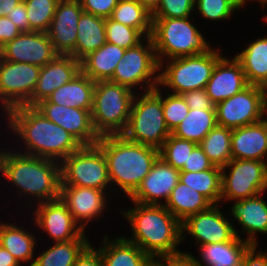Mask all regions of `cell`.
<instances>
[{
  "label": "cell",
  "mask_w": 267,
  "mask_h": 266,
  "mask_svg": "<svg viewBox=\"0 0 267 266\" xmlns=\"http://www.w3.org/2000/svg\"><path fill=\"white\" fill-rule=\"evenodd\" d=\"M7 17L10 18L21 32H30L29 20L23 0L13 8L11 13H8Z\"/></svg>",
  "instance_id": "7dc6e473"
},
{
  "label": "cell",
  "mask_w": 267,
  "mask_h": 266,
  "mask_svg": "<svg viewBox=\"0 0 267 266\" xmlns=\"http://www.w3.org/2000/svg\"><path fill=\"white\" fill-rule=\"evenodd\" d=\"M135 208L122 211L131 223L133 238L127 240L138 245L149 257H177L176 249L184 240L182 223L164 205H146L133 202Z\"/></svg>",
  "instance_id": "6da1fadb"
},
{
  "label": "cell",
  "mask_w": 267,
  "mask_h": 266,
  "mask_svg": "<svg viewBox=\"0 0 267 266\" xmlns=\"http://www.w3.org/2000/svg\"><path fill=\"white\" fill-rule=\"evenodd\" d=\"M84 12L101 18H110L119 0H79Z\"/></svg>",
  "instance_id": "ee69618b"
},
{
  "label": "cell",
  "mask_w": 267,
  "mask_h": 266,
  "mask_svg": "<svg viewBox=\"0 0 267 266\" xmlns=\"http://www.w3.org/2000/svg\"><path fill=\"white\" fill-rule=\"evenodd\" d=\"M124 48L106 42L81 61V71L94 82L108 81L125 53Z\"/></svg>",
  "instance_id": "484cf974"
},
{
  "label": "cell",
  "mask_w": 267,
  "mask_h": 266,
  "mask_svg": "<svg viewBox=\"0 0 267 266\" xmlns=\"http://www.w3.org/2000/svg\"><path fill=\"white\" fill-rule=\"evenodd\" d=\"M21 30L7 16L0 17V48L20 35Z\"/></svg>",
  "instance_id": "c3c4849f"
},
{
  "label": "cell",
  "mask_w": 267,
  "mask_h": 266,
  "mask_svg": "<svg viewBox=\"0 0 267 266\" xmlns=\"http://www.w3.org/2000/svg\"><path fill=\"white\" fill-rule=\"evenodd\" d=\"M260 195L262 194L238 200L231 208V213L242 226V231L248 233L246 242L256 246L255 234H267V203Z\"/></svg>",
  "instance_id": "cb8c5ba5"
},
{
  "label": "cell",
  "mask_w": 267,
  "mask_h": 266,
  "mask_svg": "<svg viewBox=\"0 0 267 266\" xmlns=\"http://www.w3.org/2000/svg\"><path fill=\"white\" fill-rule=\"evenodd\" d=\"M61 185L94 188L105 192L110 183L108 164L97 145L81 146L60 162Z\"/></svg>",
  "instance_id": "9c48e42d"
},
{
  "label": "cell",
  "mask_w": 267,
  "mask_h": 266,
  "mask_svg": "<svg viewBox=\"0 0 267 266\" xmlns=\"http://www.w3.org/2000/svg\"><path fill=\"white\" fill-rule=\"evenodd\" d=\"M151 14L158 8L161 0H137Z\"/></svg>",
  "instance_id": "9f6ffc18"
},
{
  "label": "cell",
  "mask_w": 267,
  "mask_h": 266,
  "mask_svg": "<svg viewBox=\"0 0 267 266\" xmlns=\"http://www.w3.org/2000/svg\"><path fill=\"white\" fill-rule=\"evenodd\" d=\"M170 266H204L199 260L190 253L177 257H170Z\"/></svg>",
  "instance_id": "816d5d0a"
},
{
  "label": "cell",
  "mask_w": 267,
  "mask_h": 266,
  "mask_svg": "<svg viewBox=\"0 0 267 266\" xmlns=\"http://www.w3.org/2000/svg\"><path fill=\"white\" fill-rule=\"evenodd\" d=\"M37 206V210L34 211L36 226L44 229L55 242L75 240L85 233L74 221L72 214L60 197L39 203Z\"/></svg>",
  "instance_id": "ac0fdd59"
},
{
  "label": "cell",
  "mask_w": 267,
  "mask_h": 266,
  "mask_svg": "<svg viewBox=\"0 0 267 266\" xmlns=\"http://www.w3.org/2000/svg\"><path fill=\"white\" fill-rule=\"evenodd\" d=\"M230 60L222 56L217 61L206 85L207 95L214 105L234 96L249 85L239 61L235 57Z\"/></svg>",
  "instance_id": "44dd1931"
},
{
  "label": "cell",
  "mask_w": 267,
  "mask_h": 266,
  "mask_svg": "<svg viewBox=\"0 0 267 266\" xmlns=\"http://www.w3.org/2000/svg\"><path fill=\"white\" fill-rule=\"evenodd\" d=\"M196 145L170 134L159 149V157L175 169L181 170Z\"/></svg>",
  "instance_id": "f35d334b"
},
{
  "label": "cell",
  "mask_w": 267,
  "mask_h": 266,
  "mask_svg": "<svg viewBox=\"0 0 267 266\" xmlns=\"http://www.w3.org/2000/svg\"><path fill=\"white\" fill-rule=\"evenodd\" d=\"M83 233L78 239L55 242L51 248L39 255L29 266H73L75 261L90 246Z\"/></svg>",
  "instance_id": "1f68e13d"
},
{
  "label": "cell",
  "mask_w": 267,
  "mask_h": 266,
  "mask_svg": "<svg viewBox=\"0 0 267 266\" xmlns=\"http://www.w3.org/2000/svg\"><path fill=\"white\" fill-rule=\"evenodd\" d=\"M231 136V129L216 125L199 144L215 166L223 167L232 159Z\"/></svg>",
  "instance_id": "8d00e7d4"
},
{
  "label": "cell",
  "mask_w": 267,
  "mask_h": 266,
  "mask_svg": "<svg viewBox=\"0 0 267 266\" xmlns=\"http://www.w3.org/2000/svg\"><path fill=\"white\" fill-rule=\"evenodd\" d=\"M258 1V0H256ZM259 3H262V5L264 6L267 3V0H259Z\"/></svg>",
  "instance_id": "91938a15"
},
{
  "label": "cell",
  "mask_w": 267,
  "mask_h": 266,
  "mask_svg": "<svg viewBox=\"0 0 267 266\" xmlns=\"http://www.w3.org/2000/svg\"><path fill=\"white\" fill-rule=\"evenodd\" d=\"M264 127H265V131H266V135H267V119H264Z\"/></svg>",
  "instance_id": "680465c9"
},
{
  "label": "cell",
  "mask_w": 267,
  "mask_h": 266,
  "mask_svg": "<svg viewBox=\"0 0 267 266\" xmlns=\"http://www.w3.org/2000/svg\"><path fill=\"white\" fill-rule=\"evenodd\" d=\"M83 12L79 0H59L47 32L57 54L75 58L77 26Z\"/></svg>",
  "instance_id": "e0dca14e"
},
{
  "label": "cell",
  "mask_w": 267,
  "mask_h": 266,
  "mask_svg": "<svg viewBox=\"0 0 267 266\" xmlns=\"http://www.w3.org/2000/svg\"><path fill=\"white\" fill-rule=\"evenodd\" d=\"M251 246L236 236L232 241L201 245L200 257L205 266H241L243 256Z\"/></svg>",
  "instance_id": "f546056e"
},
{
  "label": "cell",
  "mask_w": 267,
  "mask_h": 266,
  "mask_svg": "<svg viewBox=\"0 0 267 266\" xmlns=\"http://www.w3.org/2000/svg\"><path fill=\"white\" fill-rule=\"evenodd\" d=\"M263 89H264L265 112H267V84L263 87Z\"/></svg>",
  "instance_id": "6f0895ef"
},
{
  "label": "cell",
  "mask_w": 267,
  "mask_h": 266,
  "mask_svg": "<svg viewBox=\"0 0 267 266\" xmlns=\"http://www.w3.org/2000/svg\"><path fill=\"white\" fill-rule=\"evenodd\" d=\"M22 0H0V17L7 16Z\"/></svg>",
  "instance_id": "db71d44e"
},
{
  "label": "cell",
  "mask_w": 267,
  "mask_h": 266,
  "mask_svg": "<svg viewBox=\"0 0 267 266\" xmlns=\"http://www.w3.org/2000/svg\"><path fill=\"white\" fill-rule=\"evenodd\" d=\"M214 164L208 159L202 147L197 144L189 154L187 162L180 171L198 172L211 169Z\"/></svg>",
  "instance_id": "f6af8a7d"
},
{
  "label": "cell",
  "mask_w": 267,
  "mask_h": 266,
  "mask_svg": "<svg viewBox=\"0 0 267 266\" xmlns=\"http://www.w3.org/2000/svg\"><path fill=\"white\" fill-rule=\"evenodd\" d=\"M217 125L228 129L258 123L264 118V89L249 84L234 96L215 105Z\"/></svg>",
  "instance_id": "7c38bea8"
},
{
  "label": "cell",
  "mask_w": 267,
  "mask_h": 266,
  "mask_svg": "<svg viewBox=\"0 0 267 266\" xmlns=\"http://www.w3.org/2000/svg\"><path fill=\"white\" fill-rule=\"evenodd\" d=\"M158 70H160L159 62L153 41L151 37H147L146 47L141 42L137 46L125 50L124 56L117 64L109 81L123 85L130 90L145 83V85L147 84L145 92H148L159 86V75L153 76ZM151 77H153V81H150Z\"/></svg>",
  "instance_id": "8fae6325"
},
{
  "label": "cell",
  "mask_w": 267,
  "mask_h": 266,
  "mask_svg": "<svg viewBox=\"0 0 267 266\" xmlns=\"http://www.w3.org/2000/svg\"><path fill=\"white\" fill-rule=\"evenodd\" d=\"M179 182L202 194L212 205L221 201V167L214 165L211 169L198 172L180 171Z\"/></svg>",
  "instance_id": "836d02e7"
},
{
  "label": "cell",
  "mask_w": 267,
  "mask_h": 266,
  "mask_svg": "<svg viewBox=\"0 0 267 266\" xmlns=\"http://www.w3.org/2000/svg\"><path fill=\"white\" fill-rule=\"evenodd\" d=\"M181 95L185 99L189 109H215V105L211 102L210 97L207 95L205 89L187 91Z\"/></svg>",
  "instance_id": "bcb514c9"
},
{
  "label": "cell",
  "mask_w": 267,
  "mask_h": 266,
  "mask_svg": "<svg viewBox=\"0 0 267 266\" xmlns=\"http://www.w3.org/2000/svg\"><path fill=\"white\" fill-rule=\"evenodd\" d=\"M0 266H20L15 257L0 245Z\"/></svg>",
  "instance_id": "f5cc1de1"
},
{
  "label": "cell",
  "mask_w": 267,
  "mask_h": 266,
  "mask_svg": "<svg viewBox=\"0 0 267 266\" xmlns=\"http://www.w3.org/2000/svg\"><path fill=\"white\" fill-rule=\"evenodd\" d=\"M30 25V32L47 33L59 0H23Z\"/></svg>",
  "instance_id": "74e56055"
},
{
  "label": "cell",
  "mask_w": 267,
  "mask_h": 266,
  "mask_svg": "<svg viewBox=\"0 0 267 266\" xmlns=\"http://www.w3.org/2000/svg\"><path fill=\"white\" fill-rule=\"evenodd\" d=\"M81 72V62L71 55L57 56L41 67L36 88L30 98V107L47 99L56 89L71 81Z\"/></svg>",
  "instance_id": "ffe728a7"
},
{
  "label": "cell",
  "mask_w": 267,
  "mask_h": 266,
  "mask_svg": "<svg viewBox=\"0 0 267 266\" xmlns=\"http://www.w3.org/2000/svg\"><path fill=\"white\" fill-rule=\"evenodd\" d=\"M97 145L106 157L110 184L114 182L129 197L159 157L158 149L132 142L123 135L100 137Z\"/></svg>",
  "instance_id": "277c9868"
},
{
  "label": "cell",
  "mask_w": 267,
  "mask_h": 266,
  "mask_svg": "<svg viewBox=\"0 0 267 266\" xmlns=\"http://www.w3.org/2000/svg\"><path fill=\"white\" fill-rule=\"evenodd\" d=\"M248 84L264 87L267 84V37L258 38L236 54Z\"/></svg>",
  "instance_id": "f1b7e54d"
},
{
  "label": "cell",
  "mask_w": 267,
  "mask_h": 266,
  "mask_svg": "<svg viewBox=\"0 0 267 266\" xmlns=\"http://www.w3.org/2000/svg\"><path fill=\"white\" fill-rule=\"evenodd\" d=\"M163 205L182 223L188 217L207 210L212 204L196 190L178 182Z\"/></svg>",
  "instance_id": "4dcf8cb0"
},
{
  "label": "cell",
  "mask_w": 267,
  "mask_h": 266,
  "mask_svg": "<svg viewBox=\"0 0 267 266\" xmlns=\"http://www.w3.org/2000/svg\"><path fill=\"white\" fill-rule=\"evenodd\" d=\"M242 5L246 3L247 0H238Z\"/></svg>",
  "instance_id": "94428289"
},
{
  "label": "cell",
  "mask_w": 267,
  "mask_h": 266,
  "mask_svg": "<svg viewBox=\"0 0 267 266\" xmlns=\"http://www.w3.org/2000/svg\"><path fill=\"white\" fill-rule=\"evenodd\" d=\"M179 175L180 170L175 169L158 157L151 171L129 198L133 202L146 205H161L159 198H164L166 203L170 193L179 182Z\"/></svg>",
  "instance_id": "d6986e66"
},
{
  "label": "cell",
  "mask_w": 267,
  "mask_h": 266,
  "mask_svg": "<svg viewBox=\"0 0 267 266\" xmlns=\"http://www.w3.org/2000/svg\"><path fill=\"white\" fill-rule=\"evenodd\" d=\"M217 125L215 109H190L184 120L172 131V135L200 144L206 134Z\"/></svg>",
  "instance_id": "d6a6232c"
},
{
  "label": "cell",
  "mask_w": 267,
  "mask_h": 266,
  "mask_svg": "<svg viewBox=\"0 0 267 266\" xmlns=\"http://www.w3.org/2000/svg\"><path fill=\"white\" fill-rule=\"evenodd\" d=\"M57 53L45 32H22L0 48V57L10 62H24L39 67L51 62Z\"/></svg>",
  "instance_id": "9a60e30c"
},
{
  "label": "cell",
  "mask_w": 267,
  "mask_h": 266,
  "mask_svg": "<svg viewBox=\"0 0 267 266\" xmlns=\"http://www.w3.org/2000/svg\"><path fill=\"white\" fill-rule=\"evenodd\" d=\"M195 5L204 18L217 21L228 19L243 6L238 0H195Z\"/></svg>",
  "instance_id": "60d3db41"
},
{
  "label": "cell",
  "mask_w": 267,
  "mask_h": 266,
  "mask_svg": "<svg viewBox=\"0 0 267 266\" xmlns=\"http://www.w3.org/2000/svg\"><path fill=\"white\" fill-rule=\"evenodd\" d=\"M184 230L195 237L200 246L228 242L236 236L240 237L229 219L220 212L218 204L188 217L182 222V232Z\"/></svg>",
  "instance_id": "2e32d148"
},
{
  "label": "cell",
  "mask_w": 267,
  "mask_h": 266,
  "mask_svg": "<svg viewBox=\"0 0 267 266\" xmlns=\"http://www.w3.org/2000/svg\"><path fill=\"white\" fill-rule=\"evenodd\" d=\"M41 67L10 62L0 57V99L7 113L19 106H29Z\"/></svg>",
  "instance_id": "4fadbf2b"
},
{
  "label": "cell",
  "mask_w": 267,
  "mask_h": 266,
  "mask_svg": "<svg viewBox=\"0 0 267 266\" xmlns=\"http://www.w3.org/2000/svg\"><path fill=\"white\" fill-rule=\"evenodd\" d=\"M195 0H161L152 18H186L191 15Z\"/></svg>",
  "instance_id": "7bdbcfd3"
},
{
  "label": "cell",
  "mask_w": 267,
  "mask_h": 266,
  "mask_svg": "<svg viewBox=\"0 0 267 266\" xmlns=\"http://www.w3.org/2000/svg\"><path fill=\"white\" fill-rule=\"evenodd\" d=\"M151 39L154 44L159 68L163 57L170 59L195 56L210 50L204 36L186 18H152Z\"/></svg>",
  "instance_id": "8992f818"
},
{
  "label": "cell",
  "mask_w": 267,
  "mask_h": 266,
  "mask_svg": "<svg viewBox=\"0 0 267 266\" xmlns=\"http://www.w3.org/2000/svg\"><path fill=\"white\" fill-rule=\"evenodd\" d=\"M135 93L111 81L95 82L91 120L98 137L122 135L127 127Z\"/></svg>",
  "instance_id": "5b68a950"
},
{
  "label": "cell",
  "mask_w": 267,
  "mask_h": 266,
  "mask_svg": "<svg viewBox=\"0 0 267 266\" xmlns=\"http://www.w3.org/2000/svg\"><path fill=\"white\" fill-rule=\"evenodd\" d=\"M241 266H267V259L263 252L256 253V245H251L243 256Z\"/></svg>",
  "instance_id": "f907efd6"
},
{
  "label": "cell",
  "mask_w": 267,
  "mask_h": 266,
  "mask_svg": "<svg viewBox=\"0 0 267 266\" xmlns=\"http://www.w3.org/2000/svg\"><path fill=\"white\" fill-rule=\"evenodd\" d=\"M34 108L46 119L65 129L82 146L95 145L99 141L92 125L91 110L65 107L50 103L47 99L37 103Z\"/></svg>",
  "instance_id": "5bb4252c"
},
{
  "label": "cell",
  "mask_w": 267,
  "mask_h": 266,
  "mask_svg": "<svg viewBox=\"0 0 267 266\" xmlns=\"http://www.w3.org/2000/svg\"><path fill=\"white\" fill-rule=\"evenodd\" d=\"M221 52L210 49L203 54L171 59L165 66L167 69L159 75L158 85L173 90V94L181 95L187 91L205 89Z\"/></svg>",
  "instance_id": "ba28073f"
},
{
  "label": "cell",
  "mask_w": 267,
  "mask_h": 266,
  "mask_svg": "<svg viewBox=\"0 0 267 266\" xmlns=\"http://www.w3.org/2000/svg\"><path fill=\"white\" fill-rule=\"evenodd\" d=\"M158 87L144 92L142 96L135 95L129 121L122 135L132 142L159 150L171 132L164 120L162 94Z\"/></svg>",
  "instance_id": "52a82bcc"
},
{
  "label": "cell",
  "mask_w": 267,
  "mask_h": 266,
  "mask_svg": "<svg viewBox=\"0 0 267 266\" xmlns=\"http://www.w3.org/2000/svg\"><path fill=\"white\" fill-rule=\"evenodd\" d=\"M103 190L88 187L61 185L60 199L66 204L74 221L84 230L87 223L100 216L106 206ZM86 220V221H85Z\"/></svg>",
  "instance_id": "7402d4cb"
},
{
  "label": "cell",
  "mask_w": 267,
  "mask_h": 266,
  "mask_svg": "<svg viewBox=\"0 0 267 266\" xmlns=\"http://www.w3.org/2000/svg\"><path fill=\"white\" fill-rule=\"evenodd\" d=\"M75 59L85 57L102 47L106 42L105 19L83 12L78 22Z\"/></svg>",
  "instance_id": "83f0119b"
},
{
  "label": "cell",
  "mask_w": 267,
  "mask_h": 266,
  "mask_svg": "<svg viewBox=\"0 0 267 266\" xmlns=\"http://www.w3.org/2000/svg\"><path fill=\"white\" fill-rule=\"evenodd\" d=\"M231 167L228 174L226 168ZM222 170L221 200L255 197L267 189V162L231 159Z\"/></svg>",
  "instance_id": "30bf717a"
},
{
  "label": "cell",
  "mask_w": 267,
  "mask_h": 266,
  "mask_svg": "<svg viewBox=\"0 0 267 266\" xmlns=\"http://www.w3.org/2000/svg\"><path fill=\"white\" fill-rule=\"evenodd\" d=\"M110 19L137 29L147 37L152 33V15L137 0H119Z\"/></svg>",
  "instance_id": "d590c367"
},
{
  "label": "cell",
  "mask_w": 267,
  "mask_h": 266,
  "mask_svg": "<svg viewBox=\"0 0 267 266\" xmlns=\"http://www.w3.org/2000/svg\"><path fill=\"white\" fill-rule=\"evenodd\" d=\"M6 114L9 129L26 143L27 151L22 154L61 162L82 146L65 129L46 119L34 107L19 106Z\"/></svg>",
  "instance_id": "7a4b0ae2"
},
{
  "label": "cell",
  "mask_w": 267,
  "mask_h": 266,
  "mask_svg": "<svg viewBox=\"0 0 267 266\" xmlns=\"http://www.w3.org/2000/svg\"><path fill=\"white\" fill-rule=\"evenodd\" d=\"M106 40L121 48L129 49L141 43L142 34L130 26L123 25L110 18L105 19Z\"/></svg>",
  "instance_id": "ab89813d"
},
{
  "label": "cell",
  "mask_w": 267,
  "mask_h": 266,
  "mask_svg": "<svg viewBox=\"0 0 267 266\" xmlns=\"http://www.w3.org/2000/svg\"><path fill=\"white\" fill-rule=\"evenodd\" d=\"M163 114L166 126L172 131L184 120L189 113V107L182 95L167 94L162 98Z\"/></svg>",
  "instance_id": "b9f144b4"
},
{
  "label": "cell",
  "mask_w": 267,
  "mask_h": 266,
  "mask_svg": "<svg viewBox=\"0 0 267 266\" xmlns=\"http://www.w3.org/2000/svg\"><path fill=\"white\" fill-rule=\"evenodd\" d=\"M73 266H104L100 252L89 246L75 261Z\"/></svg>",
  "instance_id": "681fc988"
},
{
  "label": "cell",
  "mask_w": 267,
  "mask_h": 266,
  "mask_svg": "<svg viewBox=\"0 0 267 266\" xmlns=\"http://www.w3.org/2000/svg\"><path fill=\"white\" fill-rule=\"evenodd\" d=\"M95 82L82 71L68 83L56 89L47 100L50 103L91 110Z\"/></svg>",
  "instance_id": "d4e9b609"
},
{
  "label": "cell",
  "mask_w": 267,
  "mask_h": 266,
  "mask_svg": "<svg viewBox=\"0 0 267 266\" xmlns=\"http://www.w3.org/2000/svg\"><path fill=\"white\" fill-rule=\"evenodd\" d=\"M232 159L260 160L267 157V135L264 119L260 122L232 130Z\"/></svg>",
  "instance_id": "603a6c76"
},
{
  "label": "cell",
  "mask_w": 267,
  "mask_h": 266,
  "mask_svg": "<svg viewBox=\"0 0 267 266\" xmlns=\"http://www.w3.org/2000/svg\"><path fill=\"white\" fill-rule=\"evenodd\" d=\"M35 237L24 229L0 223V245L7 249L18 261H30L34 256Z\"/></svg>",
  "instance_id": "e575fe53"
},
{
  "label": "cell",
  "mask_w": 267,
  "mask_h": 266,
  "mask_svg": "<svg viewBox=\"0 0 267 266\" xmlns=\"http://www.w3.org/2000/svg\"><path fill=\"white\" fill-rule=\"evenodd\" d=\"M149 257L143 266H170V257Z\"/></svg>",
  "instance_id": "11a10c76"
},
{
  "label": "cell",
  "mask_w": 267,
  "mask_h": 266,
  "mask_svg": "<svg viewBox=\"0 0 267 266\" xmlns=\"http://www.w3.org/2000/svg\"><path fill=\"white\" fill-rule=\"evenodd\" d=\"M107 235L103 238V246L97 249L104 266H143L149 256L127 237H118L110 241Z\"/></svg>",
  "instance_id": "4316f807"
},
{
  "label": "cell",
  "mask_w": 267,
  "mask_h": 266,
  "mask_svg": "<svg viewBox=\"0 0 267 266\" xmlns=\"http://www.w3.org/2000/svg\"><path fill=\"white\" fill-rule=\"evenodd\" d=\"M58 161L0 150V173L21 192L32 195L37 203L60 197L61 175ZM39 198V199H38Z\"/></svg>",
  "instance_id": "3957f363"
}]
</instances>
